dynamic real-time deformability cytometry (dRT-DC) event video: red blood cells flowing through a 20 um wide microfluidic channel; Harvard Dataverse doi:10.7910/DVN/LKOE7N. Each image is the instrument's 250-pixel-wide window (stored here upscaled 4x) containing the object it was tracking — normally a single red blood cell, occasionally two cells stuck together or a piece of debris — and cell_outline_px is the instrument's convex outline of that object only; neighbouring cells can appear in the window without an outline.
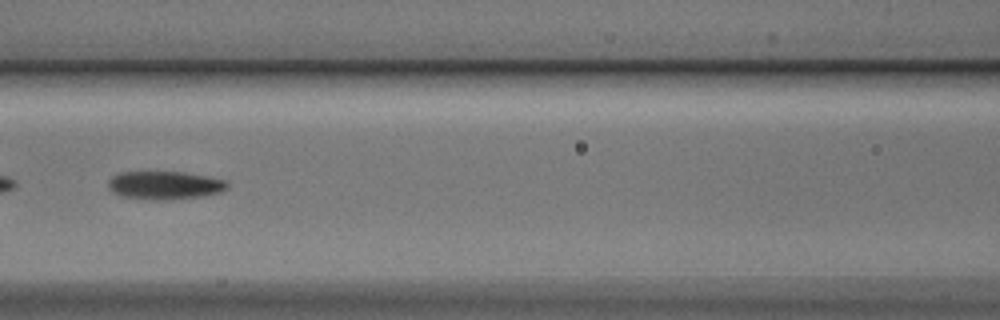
{"species": "Egyptian fruit bat (a non-hibernating species)", "species_latin": "Rousettus aegyptiacus", "temperature_condition": "cold", "stored_images_in_passage": 54, "camera_frame_rate_fps": 3000, "um_per_image_px": 0.085, "animal": {"sex": "male"}, "frame": {"image": 1, "passage_image": 24, "time_ms": 7.667, "image_size_px": [1000, 320], "cell_outline_px": [[228, 188], [220, 192], [204, 196], [164, 200], [156, 200], [120, 196], [112, 192], [108, 188], [108, 180], [112, 176], [120, 172], [184, 172], [208, 176], [228, 180]], "centroid_in_image_um": [14.01, 15.74], "position_along_channel_um": 152.6, "area_um2": 19.77}}
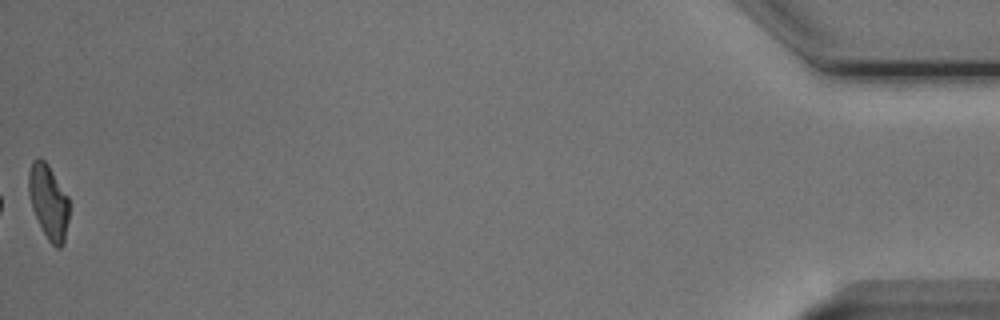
{"frame": {"image": 2, "passage_image": 54, "time_ms": 17.667, "image_size_px": [1000, 320], "cell_outline_px": [[68, 220], [64, 244], [60, 248], [56, 248], [48, 240], [32, 208], [28, 192], [28, 172], [32, 160], [40, 156], [48, 164], [68, 196]], "centroid_in_image_um": [4.12, 17.12], "position_along_channel_um": 431.1, "area_um2": 17.57}, "authors_computed_cell_mechanics": {"area_um2": 19.9988, "velocity_mm_per_s": 3.7778, "shape_relaxation_time_tau1_ms": 2.9535, "shape_relaxation_time_tau2_ms": 4.3381, "deformation_change_tau1": 0.1579, "deformation_change_tau2": 0.1124}}